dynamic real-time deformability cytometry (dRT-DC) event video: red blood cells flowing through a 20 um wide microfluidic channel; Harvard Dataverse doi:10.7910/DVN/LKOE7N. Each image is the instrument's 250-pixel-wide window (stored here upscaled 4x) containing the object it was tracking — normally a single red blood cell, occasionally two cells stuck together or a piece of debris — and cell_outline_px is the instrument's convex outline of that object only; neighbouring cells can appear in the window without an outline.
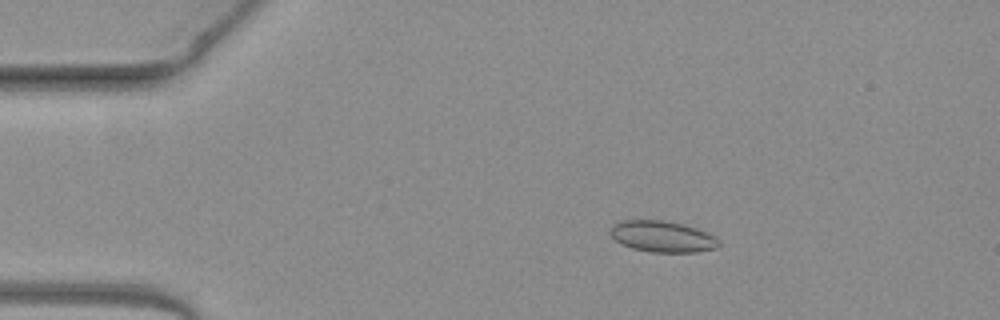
{"species": "common noctule bat (a hibernating species)", "species_latin": "Nyctalus noctula", "temperature_condition": "warm", "stored_images_in_passage": 51, "camera_frame_rate_fps": 3000, "um_per_image_px": 0.085, "animal": {"sex": "female", "body_mass_g": 19.3, "forearm_length_mm": 54.1}, "frame": {"image": 1, "passage_image": 9, "time_ms": 2.667, "image_size_px": [1000, 320], "cell_outline_px": [[720, 244], [716, 248], [696, 252], [652, 252], [632, 248], [620, 244], [608, 232], [612, 224], [620, 220], [664, 220], [684, 224], [696, 228], [716, 236], [720, 240]], "centroid_in_image_um": [56.29, 20.09], "position_along_channel_um": 28.7, "area_um2": 20.0}}
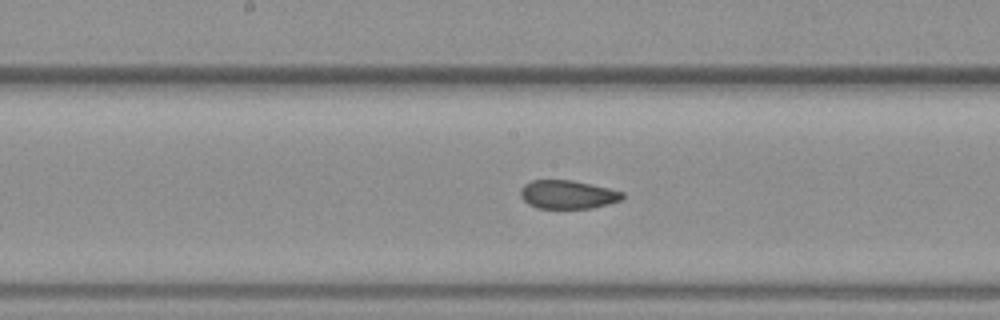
{"frame": {"image": 2, "passage_image": 26, "time_ms": 8.333, "image_size_px": [1000, 320], "cell_outline_px": [[624, 200], [592, 208], [536, 208], [528, 204], [520, 196], [520, 188], [524, 184], [532, 180], [572, 180], [608, 188], [624, 192]], "centroid_in_image_um": [48.25, 16.54], "position_along_channel_um": 199.9, "area_um2": 17.05}}
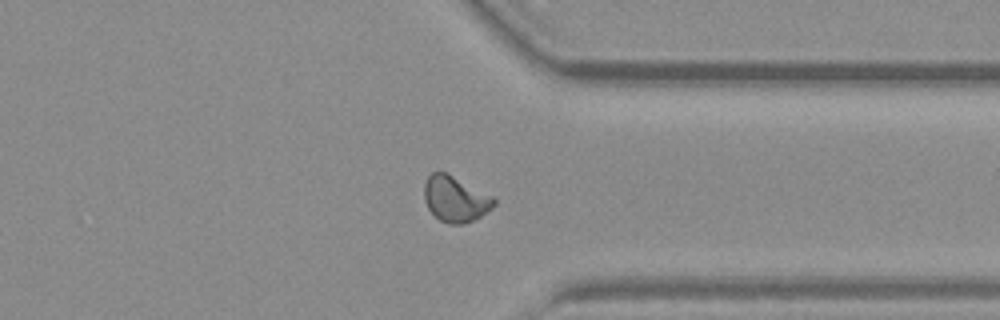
{"frame": {"image": 3, "passage_image": 39, "time_ms": 12.667, "image_size_px": [1000, 320], "cell_outline_px": [[496, 204], [492, 208], [480, 216], [464, 224], [448, 224], [440, 220], [428, 208], [424, 200], [424, 184], [428, 176], [432, 172], [444, 172], [492, 196], [496, 200]], "centroid_in_image_um": [38.68, 16.93], "position_along_channel_um": 372.7, "area_um2": 18.26}, "authors_computed_cell_mechanics": {"area_um2": 17.9758, "velocity_mm_per_s": 4.0639, "shape_relaxation_time_tau1_ms": null, "shape_relaxation_time_tau2_ms": 1.4173, "deformation_change_tau1": null, "deformation_change_tau2": 0.0705}}